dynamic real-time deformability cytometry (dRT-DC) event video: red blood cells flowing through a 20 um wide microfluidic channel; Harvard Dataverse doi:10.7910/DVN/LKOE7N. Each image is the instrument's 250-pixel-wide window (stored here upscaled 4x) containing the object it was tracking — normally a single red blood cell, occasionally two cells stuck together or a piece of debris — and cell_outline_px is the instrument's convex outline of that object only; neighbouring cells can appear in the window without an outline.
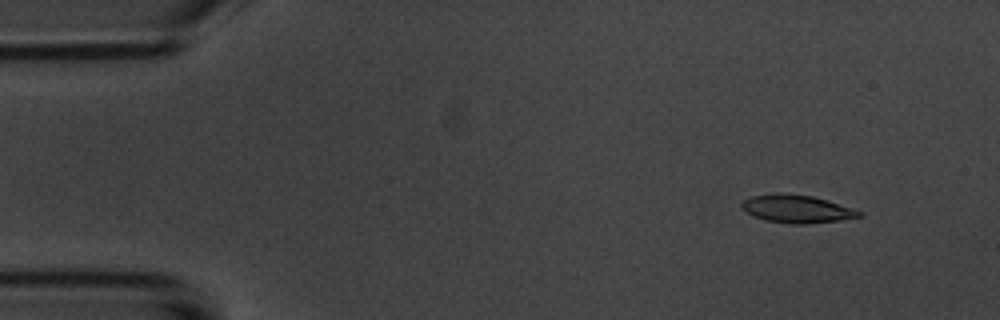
{"species": "common noctule bat (a hibernating species)", "species_latin": "Nyctalus noctula", "temperature_condition": "room temperature", "stored_images_in_passage": 5, "camera_frame_rate_fps": 3000, "um_per_image_px": 0.085, "animal": {"sex": "male", "body_mass_g": 20.1, "forearm_length_mm": 53.5}, "frame": {"image": 1, "passage_image": 2, "time_ms": 1.0, "image_size_px": [1000, 320], "cell_outline_px": [[864, 212], [860, 216], [840, 220], [804, 224], [792, 224], [764, 220], [752, 216], [744, 212], [740, 208], [740, 204], [744, 200], [752, 196], [776, 192], [780, 192], [812, 196], [828, 200]], "centroid_in_image_um": [67.67, 17.75], "position_along_channel_um": 17.3, "area_um2": 19.31}}
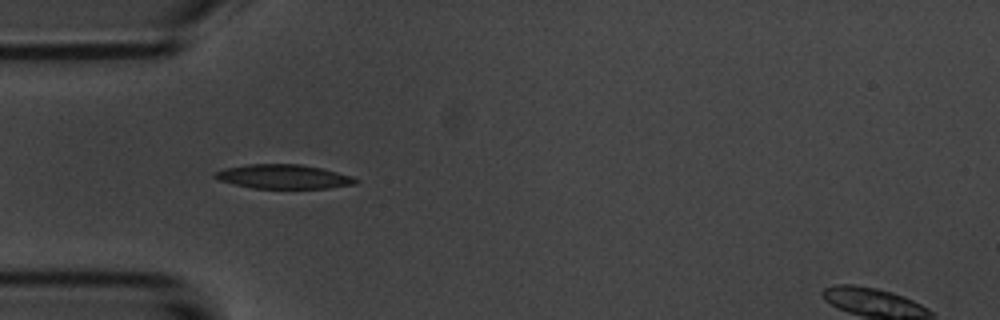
{"frame": {"image": 2, "passage_image": 5, "time_ms": 4.667, "image_size_px": [1000, 320], "cell_outline_px": [[360, 180], [356, 184], [328, 188], [252, 188], [220, 180], [212, 176], [216, 172], [224, 168], [248, 164], [300, 164], [320, 168], [352, 176]], "centroid_in_image_um": [24.12, 15.01], "position_along_channel_um": 60.9, "area_um2": 19.65}}